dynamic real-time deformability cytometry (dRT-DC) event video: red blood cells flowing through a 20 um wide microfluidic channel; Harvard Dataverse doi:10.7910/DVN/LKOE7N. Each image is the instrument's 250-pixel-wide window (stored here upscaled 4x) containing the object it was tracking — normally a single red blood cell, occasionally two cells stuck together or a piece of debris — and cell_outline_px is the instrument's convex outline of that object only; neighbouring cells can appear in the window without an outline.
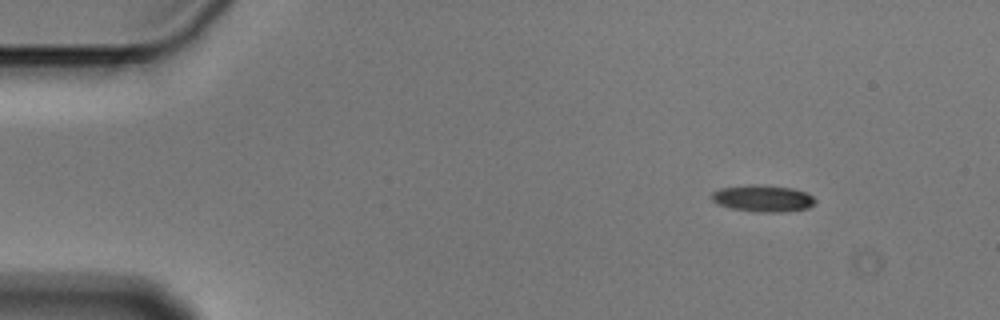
{"species": "Egyptian fruit bat (a non-hibernating species)", "species_latin": "Rousettus aegyptiacus", "temperature_condition": "cold", "stored_images_in_passage": 3, "camera_frame_rate_fps": 3000, "um_per_image_px": 0.085, "animal": {"sex": "male"}, "frame": {"image": 1, "passage_image": 1, "time_ms": 0.0, "image_size_px": [1000, 320], "cell_outline_px": [[816, 200], [808, 208], [784, 212], [760, 212], [732, 208], [716, 204], [712, 200], [712, 192], [720, 188], [752, 184], [756, 184], [792, 188], [804, 192], [812, 196]], "centroid_in_image_um": [64.82, 16.86], "position_along_channel_um": 20.2, "area_um2": 16.01}}
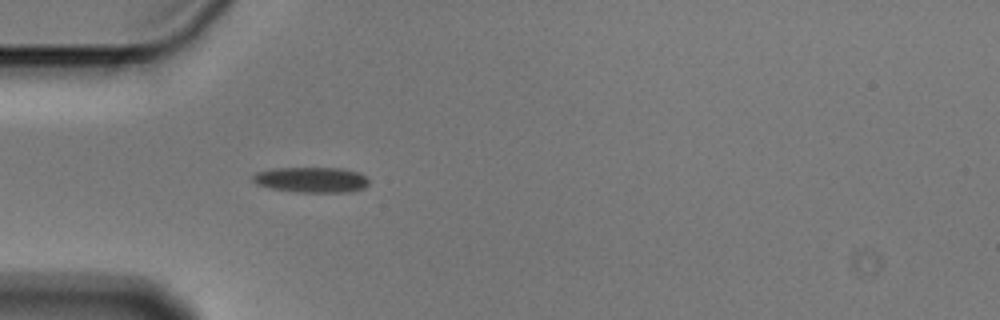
{"frame": {"image": 2, "passage_image": 3, "time_ms": 0.667, "image_size_px": [1000, 320], "cell_outline_px": [[368, 184], [364, 188], [348, 192], [296, 192], [272, 188], [256, 184], [252, 180], [252, 176], [256, 172], [272, 168], [340, 168], [360, 172], [368, 180]], "centroid_in_image_um": [26.46, 15.27], "position_along_channel_um": 58.5, "area_um2": 17.22}}